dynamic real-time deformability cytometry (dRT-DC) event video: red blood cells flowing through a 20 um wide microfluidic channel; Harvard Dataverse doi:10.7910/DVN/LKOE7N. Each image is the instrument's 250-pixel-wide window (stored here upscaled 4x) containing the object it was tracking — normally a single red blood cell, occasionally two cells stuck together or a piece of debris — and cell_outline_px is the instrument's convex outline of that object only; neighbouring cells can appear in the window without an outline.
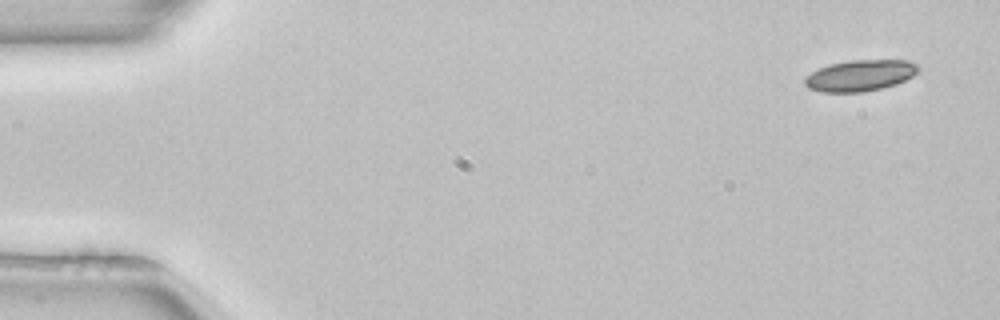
{"species": "common noctule bat (a hibernating species)", "species_latin": "Nyctalus noctula", "temperature_condition": "room temperature", "stored_images_in_passage": 15, "camera_frame_rate_fps": 3000, "um_per_image_px": 0.085, "animal": {"sex": "female", "body_mass_g": 22.7, "forearm_length_mm": 54.2}, "frame": {"image": 1, "passage_image": 4, "time_ms": 1.0, "image_size_px": [1000, 320], "cell_outline_px": [[908, 76], [900, 80], [888, 84], [872, 88], [820, 88], [808, 84], [808, 80], [828, 68], [844, 64], [908, 64]], "centroid_in_image_um": [73.07, 6.45], "position_along_channel_um": 11.9, "area_um2": 14.16}}
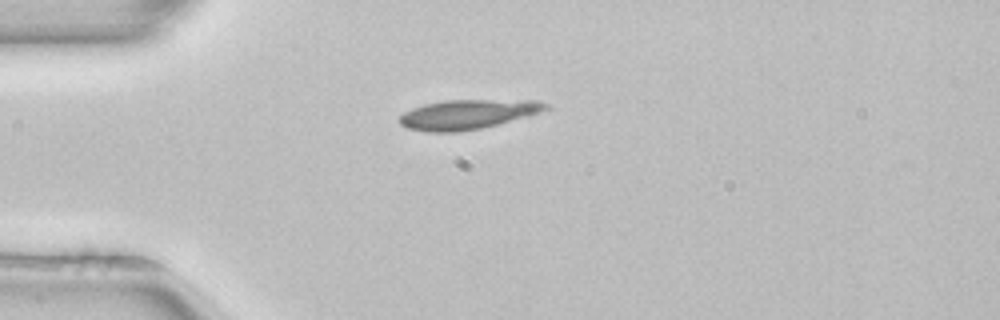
{"frame": {"image": 2, "passage_image": 15, "time_ms": 4.667, "image_size_px": [1000, 320], "cell_outline_px": [[532, 108], [484, 124], [464, 128], [424, 128], [408, 124], [404, 120], [444, 104], [476, 104]], "centroid_in_image_um": [39.26, 9.83], "position_along_channel_um": 45.7, "area_um2": 14.22}}